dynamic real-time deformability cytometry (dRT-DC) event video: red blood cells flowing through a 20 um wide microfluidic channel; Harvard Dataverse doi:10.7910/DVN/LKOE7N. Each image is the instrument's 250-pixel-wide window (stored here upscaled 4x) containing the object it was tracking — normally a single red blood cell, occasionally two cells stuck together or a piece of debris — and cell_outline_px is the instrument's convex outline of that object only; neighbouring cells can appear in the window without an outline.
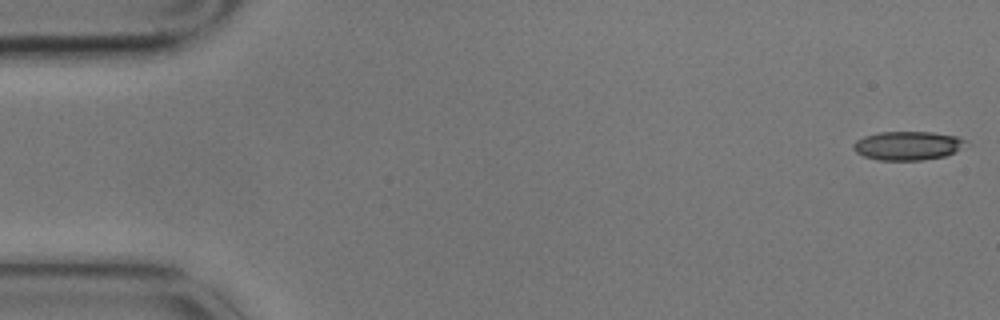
{"species": "common noctule bat (a hibernating species)", "species_latin": "Nyctalus noctula", "temperature_condition": "cold", "stored_images_in_passage": 5, "camera_frame_rate_fps": 3000, "um_per_image_px": 0.085, "animal": {"sex": "male", "body_mass_g": 17.9}, "frame": {"image": 1, "passage_image": 1, "time_ms": 0.0, "image_size_px": [1000, 320], "cell_outline_px": [[964, 140], [952, 152], [944, 156], [920, 160], [880, 160], [864, 156], [856, 152], [852, 148], [852, 144], [856, 140], [864, 136], [880, 132], [932, 132], [956, 136]], "centroid_in_image_um": [77.02, 12.37], "position_along_channel_um": 8.0, "area_um2": 18.32}}
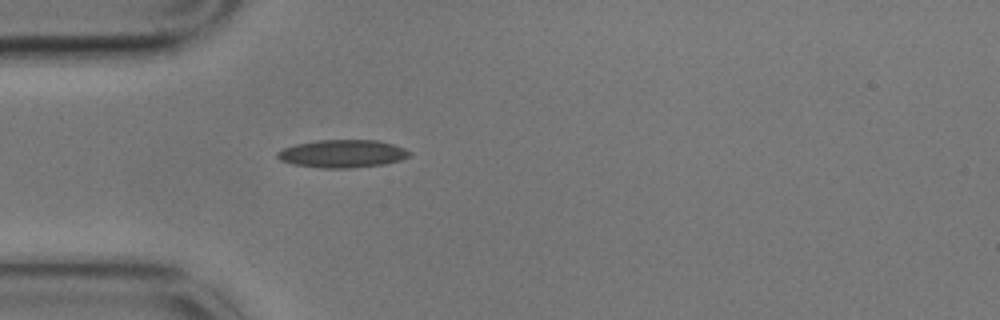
{"frame": {"image": 2, "passage_image": 5, "time_ms": 1.333, "image_size_px": [1000, 320], "cell_outline_px": [[412, 156], [400, 160], [384, 164], [352, 168], [320, 168], [292, 164], [280, 160], [276, 156], [276, 152], [284, 148], [296, 144], [316, 140], [376, 140], [392, 144], [404, 148], [412, 152]], "centroid_in_image_um": [29.11, 13.07], "position_along_channel_um": 55.9, "area_um2": 21.56}}